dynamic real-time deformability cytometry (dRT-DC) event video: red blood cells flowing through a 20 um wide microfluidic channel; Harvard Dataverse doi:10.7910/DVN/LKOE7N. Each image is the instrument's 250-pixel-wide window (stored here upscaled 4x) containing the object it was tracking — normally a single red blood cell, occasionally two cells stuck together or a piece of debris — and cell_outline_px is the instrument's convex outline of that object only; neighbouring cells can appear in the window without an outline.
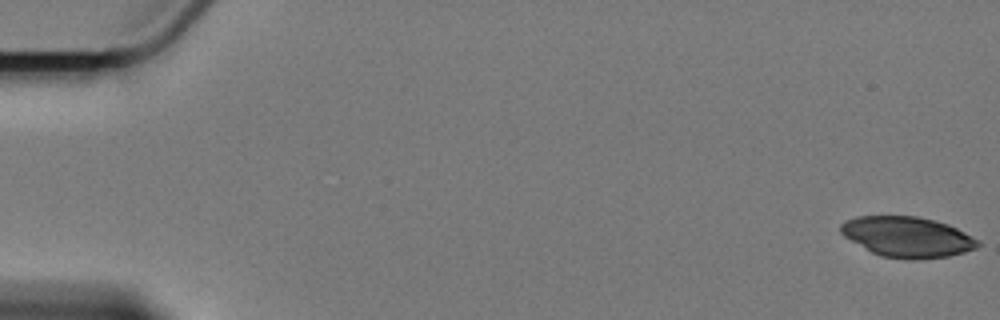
{"species": "Egyptian fruit bat (a non-hibernating species)", "species_latin": "Rousettus aegyptiacus", "temperature_condition": "cold", "stored_images_in_passage": 8, "camera_frame_rate_fps": 3000, "um_per_image_px": 0.085, "animal": {"sex": "female"}, "frame": {"image": 1, "passage_image": 1, "time_ms": 0.0, "image_size_px": [1000, 320], "cell_outline_px": [[980, 244], [976, 248], [964, 252], [948, 256], [916, 260], [912, 260], [880, 256], [872, 252], [844, 236], [840, 232], [840, 224], [856, 216], [916, 216], [948, 224], [980, 240]], "centroid_in_image_um": [77.13, 20.14], "position_along_channel_um": 7.9, "area_um2": 32.19}}